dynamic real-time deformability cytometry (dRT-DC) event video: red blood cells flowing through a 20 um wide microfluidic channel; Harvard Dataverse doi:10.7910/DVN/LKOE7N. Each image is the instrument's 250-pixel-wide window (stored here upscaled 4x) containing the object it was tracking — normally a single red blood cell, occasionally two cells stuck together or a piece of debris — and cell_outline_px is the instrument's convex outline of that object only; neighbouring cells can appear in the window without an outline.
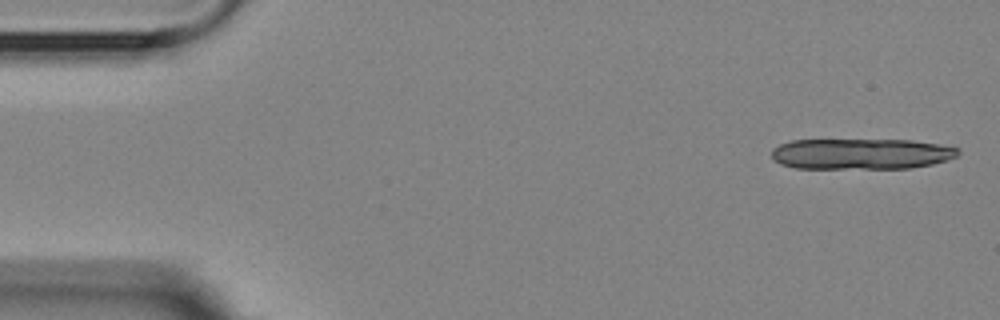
{"species": "Egyptian fruit bat (a non-hibernating species)", "species_latin": "Rousettus aegyptiacus", "temperature_condition": "room temperature", "stored_images_in_passage": 8, "camera_frame_rate_fps": 3000, "um_per_image_px": 0.085, "animal": {"sex": "female"}, "frame": {"image": 1, "passage_image": 1, "time_ms": 0.0, "image_size_px": [1000, 320], "cell_outline_px": [[960, 152], [956, 156], [948, 160], [932, 164], [908, 168], [796, 168], [780, 164], [772, 160], [772, 148], [780, 144], [792, 140], [912, 140], [960, 148]], "centroid_in_image_um": [73.17, 13.08], "position_along_channel_um": 11.8, "area_um2": 33.52}}
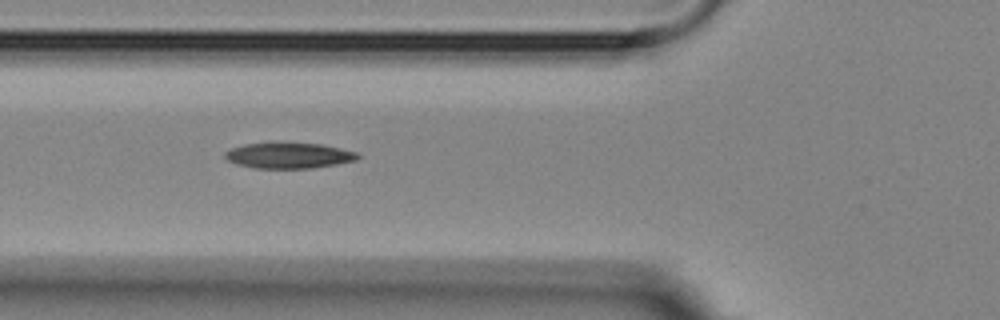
{"frame": {"image": 2, "passage_image": 5, "time_ms": 6.0, "image_size_px": [1000, 320], "cell_outline_px": [[360, 156], [356, 160], [336, 164], [312, 168], [256, 168], [236, 164], [228, 160], [224, 156], [224, 152], [232, 148], [244, 144], [272, 140], [276, 140], [320, 144], [340, 148], [356, 152]], "centroid_in_image_um": [24.5, 13.17], "position_along_channel_um": 101.3, "area_um2": 20.52}}
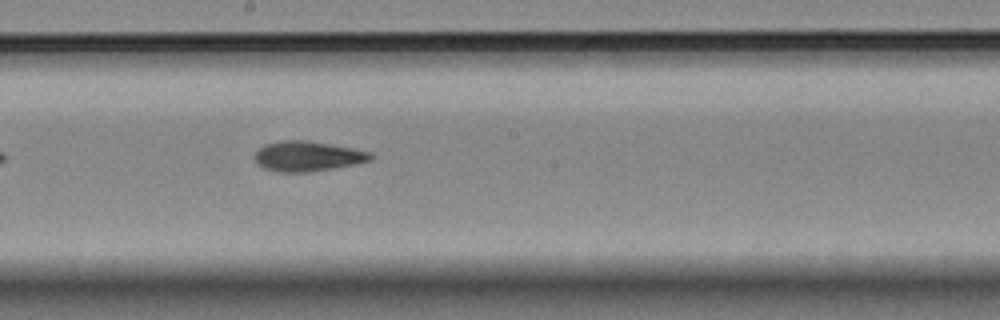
{"frame": {"image": 3, "passage_image": 8, "time_ms": 9.333, "image_size_px": [1000, 320], "cell_outline_px": [[376, 156], [372, 160], [332, 168], [308, 172], [276, 172], [264, 168], [256, 164], [252, 156], [264, 144], [280, 140], [304, 140], [352, 148], [372, 152]], "centroid_in_image_um": [26.1, 13.28], "position_along_channel_um": 222.1, "area_um2": 20.4}}